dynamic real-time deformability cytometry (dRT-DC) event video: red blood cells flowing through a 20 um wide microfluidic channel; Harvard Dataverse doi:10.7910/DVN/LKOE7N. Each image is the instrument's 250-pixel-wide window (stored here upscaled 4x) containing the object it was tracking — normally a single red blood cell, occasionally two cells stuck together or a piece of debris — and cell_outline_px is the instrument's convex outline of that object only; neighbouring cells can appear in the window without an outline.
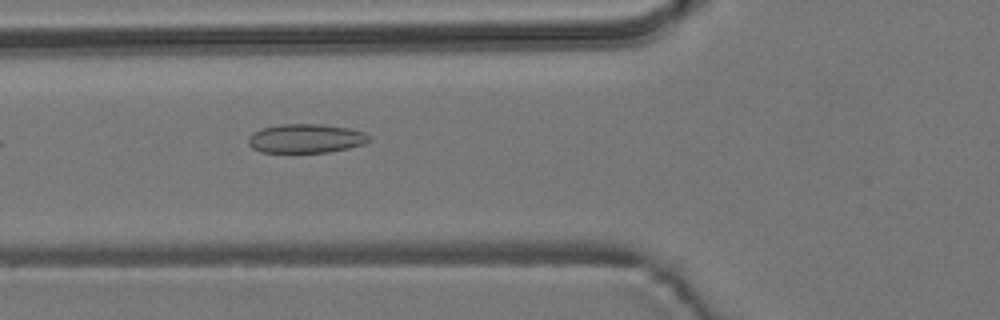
{"species": "common noctule bat (a hibernating species)", "species_latin": "Nyctalus noctula", "temperature_condition": "room temperature", "stored_images_in_passage": 6, "camera_frame_rate_fps": 3000, "um_per_image_px": 0.085, "animal": {"sex": "male", "body_mass_g": 19.2, "forearm_length_mm": 51.8}, "frame": {"image": 1, "passage_image": 6, "time_ms": 1.667, "image_size_px": [1000, 320], "cell_outline_px": [[368, 140], [364, 144], [348, 148], [328, 152], [260, 152], [252, 148], [248, 144], [248, 136], [264, 128], [280, 124], [320, 124], [348, 128], [364, 132], [368, 136]], "centroid_in_image_um": [25.97, 11.77], "position_along_channel_um": 99.8, "area_um2": 20.17}}